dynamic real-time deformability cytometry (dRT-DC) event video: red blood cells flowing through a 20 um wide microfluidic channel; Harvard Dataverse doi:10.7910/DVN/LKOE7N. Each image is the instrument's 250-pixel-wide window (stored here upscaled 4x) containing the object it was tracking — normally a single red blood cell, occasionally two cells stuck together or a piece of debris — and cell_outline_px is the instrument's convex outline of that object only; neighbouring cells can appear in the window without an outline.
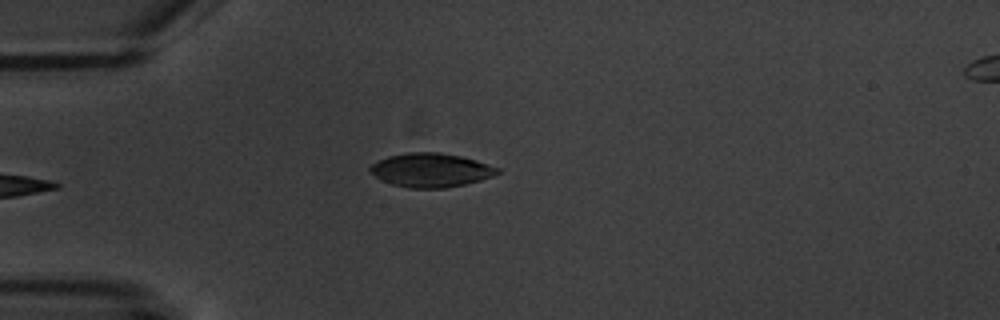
{"species": "common noctule bat (a hibernating species)", "species_latin": "Nyctalus noctula", "temperature_condition": "warm", "stored_images_in_passage": 6, "camera_frame_rate_fps": 3000, "um_per_image_px": 0.085, "animal": {"sex": "male", "body_mass_g": 20.1, "forearm_length_mm": 53.5}, "frame": {"image": 1, "passage_image": 6, "time_ms": 6.667, "image_size_px": [1000, 320], "cell_outline_px": [[500, 172], [492, 176], [480, 180], [464, 184], [444, 188], [408, 188], [392, 184], [380, 180], [368, 172], [368, 168], [372, 164], [388, 156], [408, 152], [440, 152], [460, 156], [476, 160], [500, 168]], "centroid_in_image_um": [36.59, 14.46], "position_along_channel_um": 48.4, "area_um2": 25.2}}